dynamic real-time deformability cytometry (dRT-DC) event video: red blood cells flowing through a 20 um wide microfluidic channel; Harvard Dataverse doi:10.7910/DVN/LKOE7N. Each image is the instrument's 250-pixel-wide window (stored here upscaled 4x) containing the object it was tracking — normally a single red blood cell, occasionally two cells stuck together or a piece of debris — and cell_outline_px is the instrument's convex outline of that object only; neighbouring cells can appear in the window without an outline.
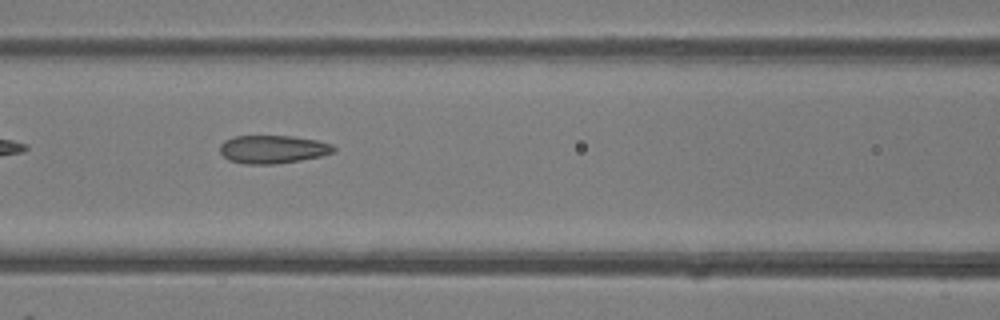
{"species": "common noctule bat (a hibernating species)", "species_latin": "Nyctalus noctula", "temperature_condition": "room temperature", "stored_images_in_passage": 9, "camera_frame_rate_fps": 3000, "um_per_image_px": 0.085, "animal": {"sex": "female"}, "frame": {"image": 1, "passage_image": 6, "time_ms": 6.667, "image_size_px": [1000, 320], "cell_outline_px": [[336, 152], [320, 156], [300, 160], [276, 164], [244, 164], [228, 160], [220, 152], [220, 144], [224, 140], [236, 136], [292, 136], [316, 140], [332, 144], [336, 148]], "centroid_in_image_um": [23.19, 12.69], "position_along_channel_um": 143.4, "area_um2": 18.73}}
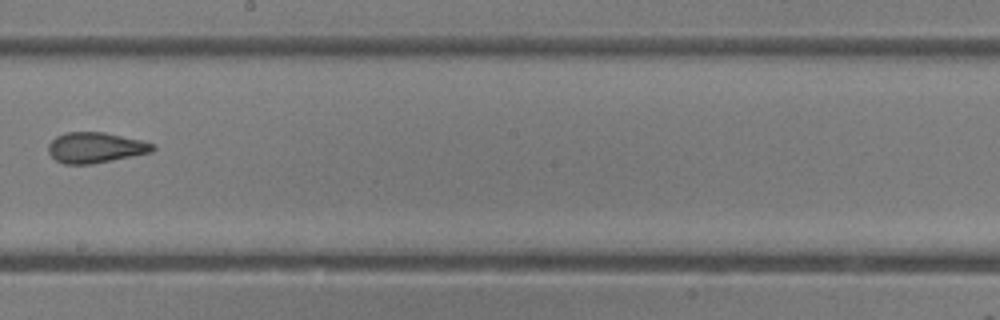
{"frame": {"image": 2, "passage_image": 8, "time_ms": 9.0, "image_size_px": [1000, 320], "cell_outline_px": [[156, 148], [152, 152], [92, 164], [64, 164], [56, 160], [48, 152], [48, 144], [56, 136], [64, 132], [104, 132], [140, 140], [156, 144]], "centroid_in_image_um": [8.11, 12.54], "position_along_channel_um": 240.1, "area_um2": 18.61}}
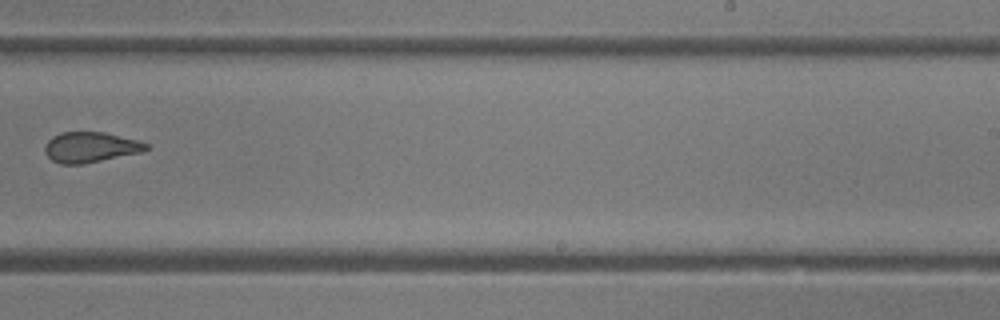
{"frame": {"image": 3, "passage_image": 9, "time_ms": 10.0, "image_size_px": [1000, 320], "cell_outline_px": [[148, 148], [140, 152], [84, 164], [60, 164], [52, 160], [44, 152], [44, 148], [48, 140], [52, 136], [60, 132], [104, 132], [140, 140], [148, 144]], "centroid_in_image_um": [7.67, 12.5], "position_along_channel_um": 281.3, "area_um2": 17.98}}